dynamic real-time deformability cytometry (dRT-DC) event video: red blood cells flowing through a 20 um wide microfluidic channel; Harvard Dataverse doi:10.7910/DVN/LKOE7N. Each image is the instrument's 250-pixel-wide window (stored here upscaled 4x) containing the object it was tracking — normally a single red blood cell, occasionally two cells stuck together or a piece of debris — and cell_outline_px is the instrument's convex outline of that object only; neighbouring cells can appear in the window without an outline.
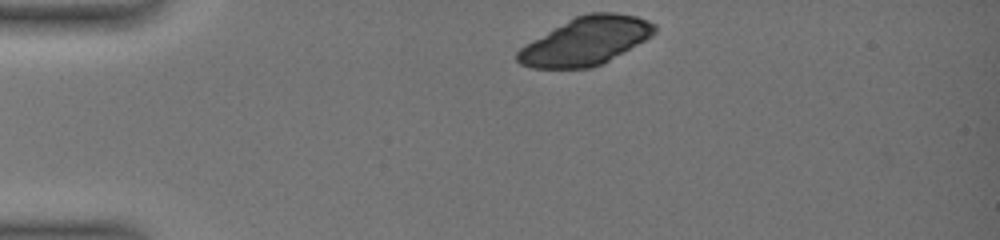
{"species": "common noctule bat (a hibernating species)", "species_latin": "Nyctalus noctula", "temperature_condition": "warm", "stored_images_in_passage": 5, "camera_frame_rate_fps": 3000, "um_per_image_px": 0.085, "animal": {"sex": "female", "body_mass_g": 19.0, "forearm_length_mm": 51.5}, "frame": {"image": 1, "passage_image": 1, "time_ms": 0.0, "image_size_px": [1000, 240], "cell_outline_px": [[656, 32], [652, 36], [608, 60], [592, 68], [532, 68], [520, 64], [516, 60], [516, 52], [520, 48], [568, 20], [576, 16], [588, 12], [612, 12], [636, 16], [648, 20], [656, 24]], "centroid_in_image_um": [49.81, 3.49], "position_along_channel_um": 35.2, "area_um2": 37.8}}